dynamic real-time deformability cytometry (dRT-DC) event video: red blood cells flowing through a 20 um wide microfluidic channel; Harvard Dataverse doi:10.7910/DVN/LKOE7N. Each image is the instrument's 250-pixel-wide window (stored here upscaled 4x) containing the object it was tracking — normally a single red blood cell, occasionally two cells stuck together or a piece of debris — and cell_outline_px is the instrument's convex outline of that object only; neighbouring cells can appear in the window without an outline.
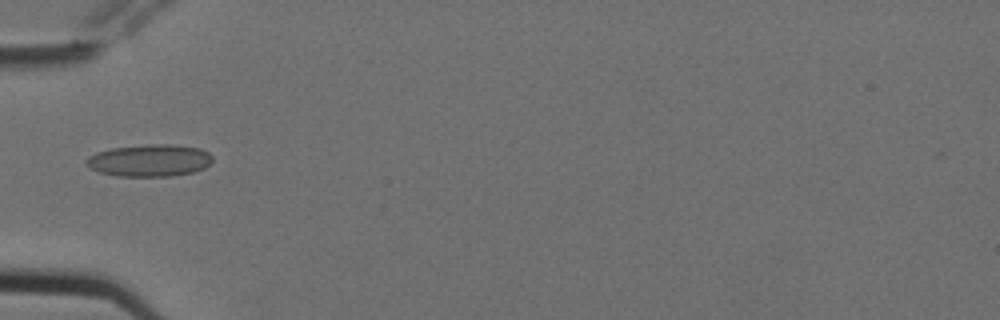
{"species": "Egyptian fruit bat (a non-hibernating species)", "species_latin": "Rousettus aegyptiacus", "temperature_condition": "cold", "stored_images_in_passage": 2, "camera_frame_rate_fps": 3000, "um_per_image_px": 0.085, "animal": {"sex": "female"}, "frame": {"image": 1, "passage_image": 2, "time_ms": 0.333, "image_size_px": [1000, 320], "cell_outline_px": [[212, 160], [204, 168], [192, 172], [172, 176], [116, 176], [100, 172], [88, 168], [84, 164], [84, 160], [88, 156], [96, 152], [112, 148], [148, 144], [172, 144], [200, 148], [208, 152], [212, 156]], "centroid_in_image_um": [12.66, 13.63], "position_along_channel_um": 72.3, "area_um2": 23.81}}